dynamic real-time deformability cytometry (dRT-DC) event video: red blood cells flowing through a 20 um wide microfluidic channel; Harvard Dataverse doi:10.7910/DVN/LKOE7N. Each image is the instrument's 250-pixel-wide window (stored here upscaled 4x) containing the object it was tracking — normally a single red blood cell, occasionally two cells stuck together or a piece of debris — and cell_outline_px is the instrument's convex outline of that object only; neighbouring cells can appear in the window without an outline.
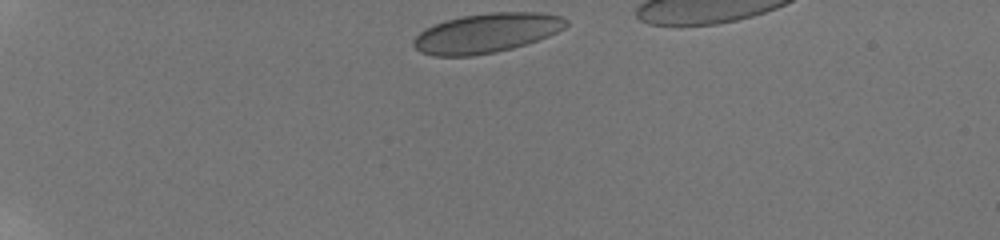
{"species": "human", "species_latin": "Homo sapiens", "temperature_condition": "room temperature", "stored_images_in_passage": 40, "camera_frame_rate_fps": 3000, "um_per_image_px": 0.085, "donor": {"sex": "male"}, "frame": {"image": 1, "passage_image": 1, "time_ms": 0.0, "image_size_px": [1000, 240], "cell_outline_px": [[568, 24], [564, 28], [548, 36], [512, 48], [496, 52], [472, 56], [432, 56], [420, 52], [412, 44], [412, 40], [424, 28], [444, 20], [464, 16], [492, 12], [540, 12], [564, 16], [568, 20]], "centroid_in_image_um": [41.34, 2.8], "position_along_channel_um": 43.7, "area_um2": 35.2}}
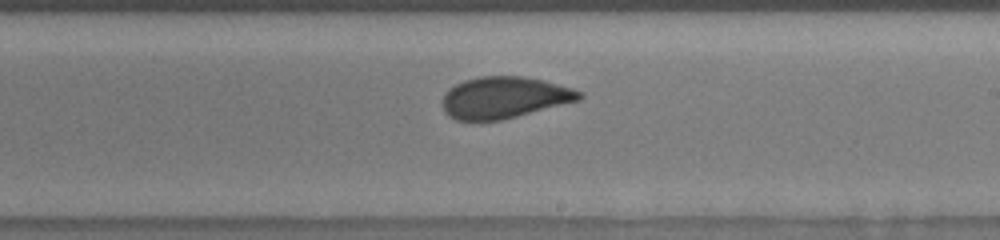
{"frame": {"image": 2, "passage_image": 22, "time_ms": 7.0, "image_size_px": [1000, 240], "cell_outline_px": [[584, 96], [580, 100], [500, 120], [456, 120], [448, 116], [444, 112], [444, 96], [448, 88], [464, 80], [480, 76], [524, 76], [544, 80], [572, 88], [584, 92]], "centroid_in_image_um": [42.88, 8.28], "position_along_channel_um": 246.1, "area_um2": 33.06}}
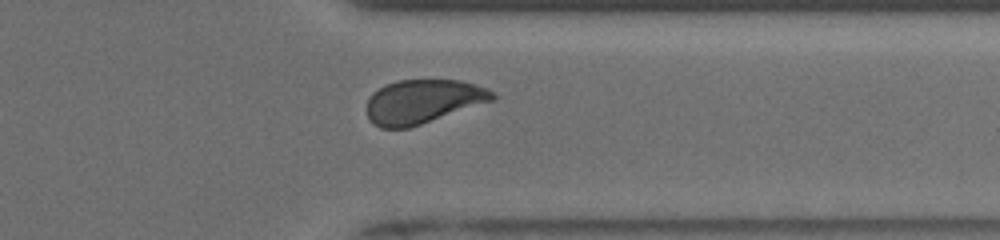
{"frame": {"image": 3, "passage_image": 32, "time_ms": 10.333, "image_size_px": [1000, 240], "cell_outline_px": [[496, 100], [408, 128], [380, 128], [368, 116], [368, 100], [372, 92], [396, 80], [460, 80], [488, 88], [496, 96]], "centroid_in_image_um": [35.99, 8.62], "position_along_channel_um": 375.4, "area_um2": 31.96}}